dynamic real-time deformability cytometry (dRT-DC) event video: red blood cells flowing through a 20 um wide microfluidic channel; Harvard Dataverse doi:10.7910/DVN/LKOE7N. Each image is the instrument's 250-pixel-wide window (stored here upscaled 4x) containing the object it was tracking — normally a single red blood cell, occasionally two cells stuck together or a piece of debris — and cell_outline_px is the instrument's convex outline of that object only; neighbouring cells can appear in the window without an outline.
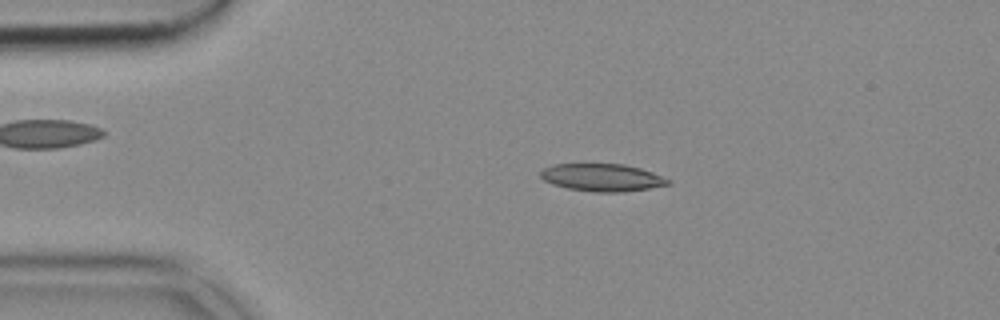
{"species": "common noctule bat (a hibernating species)", "species_latin": "Nyctalus noctula", "temperature_condition": "cold", "stored_images_in_passage": 52, "camera_frame_rate_fps": 3000, "um_per_image_px": 0.085, "animal": {"sex": "female", "body_mass_g": 18.4}, "frame": {"image": 1, "passage_image": 10, "time_ms": 3.0, "image_size_px": [1000, 320], "cell_outline_px": [[672, 184], [648, 188], [620, 192], [592, 192], [568, 188], [552, 184], [544, 180], [540, 176], [540, 172], [544, 168], [552, 164], [624, 164], [640, 168], [652, 172], [672, 180]], "centroid_in_image_um": [51.19, 15.08], "position_along_channel_um": 33.8, "area_um2": 20.46}}
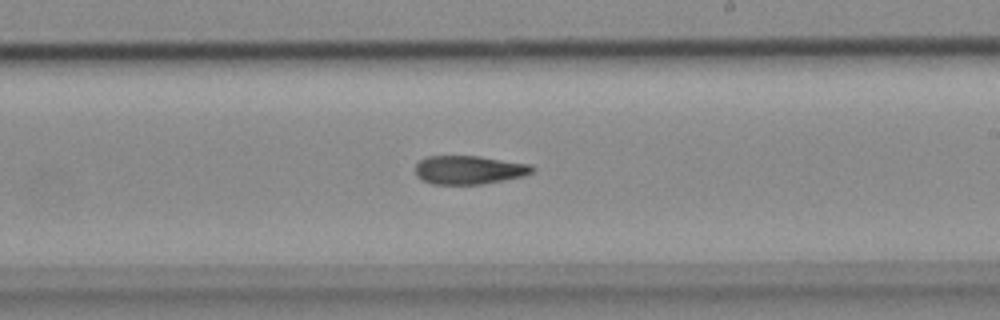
{"frame": {"image": 2, "passage_image": 30, "time_ms": 9.667, "image_size_px": [1000, 320], "cell_outline_px": [[536, 168], [532, 172], [524, 176], [484, 184], [432, 184], [416, 176], [416, 164], [420, 160], [428, 156], [480, 156], [532, 164]], "centroid_in_image_um": [39.91, 14.44], "position_along_channel_um": 249.1, "area_um2": 19.59}}
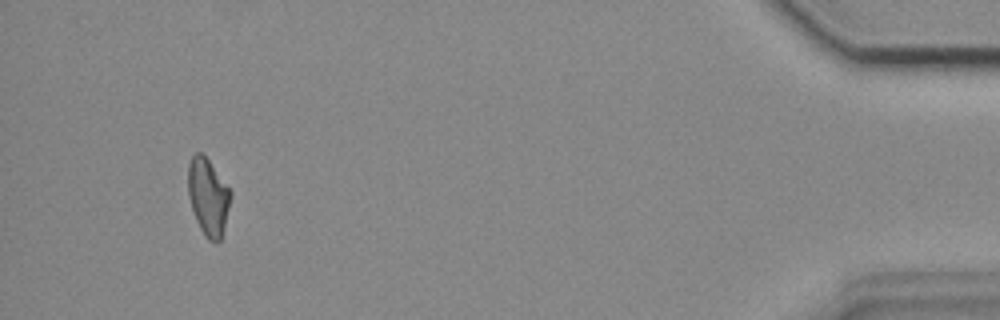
{"frame": {"image": 3, "passage_image": 49, "time_ms": 16.0, "image_size_px": [1000, 320], "cell_outline_px": [[232, 196], [224, 228], [220, 240], [216, 244], [208, 240], [204, 236], [196, 220], [188, 196], [188, 164], [192, 156], [196, 152], [200, 152], [208, 160], [232, 192]], "centroid_in_image_um": [17.69, 16.76], "position_along_channel_um": 417.5, "area_um2": 19.07}}